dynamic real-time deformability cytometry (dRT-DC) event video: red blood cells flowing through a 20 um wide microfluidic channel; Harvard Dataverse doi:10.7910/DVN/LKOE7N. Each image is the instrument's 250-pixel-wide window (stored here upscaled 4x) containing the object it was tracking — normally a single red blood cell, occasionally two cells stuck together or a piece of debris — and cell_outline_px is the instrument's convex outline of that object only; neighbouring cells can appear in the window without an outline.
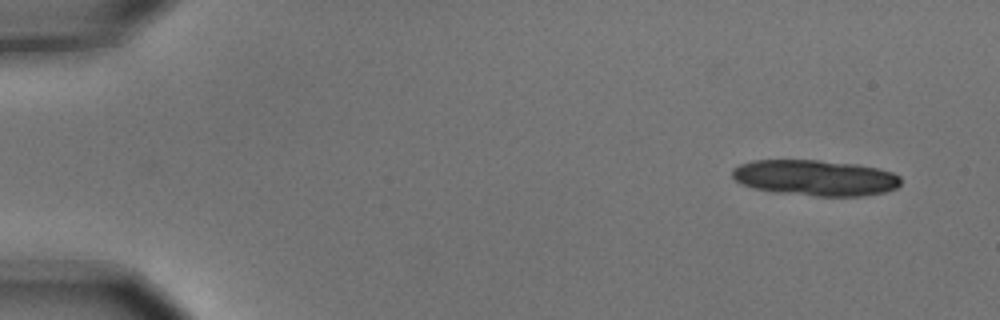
{"species": "common noctule bat (a hibernating species)", "species_latin": "Nyctalus noctula", "temperature_condition": "cold", "stored_images_in_passage": 4, "camera_frame_rate_fps": 3000, "um_per_image_px": 0.085, "animal": {"sex": "male", "body_mass_g": 15.6}, "frame": {"image": 1, "passage_image": 1, "time_ms": 0.0, "image_size_px": [1000, 320], "cell_outline_px": [[900, 184], [896, 188], [884, 192], [864, 196], [816, 196], [772, 192], [752, 188], [736, 180], [732, 176], [732, 168], [740, 164], [752, 160], [816, 160], [856, 164], [876, 168], [892, 172], [900, 176]], "centroid_in_image_um": [69.28, 15.11], "position_along_channel_um": 15.7, "area_um2": 35.26}}